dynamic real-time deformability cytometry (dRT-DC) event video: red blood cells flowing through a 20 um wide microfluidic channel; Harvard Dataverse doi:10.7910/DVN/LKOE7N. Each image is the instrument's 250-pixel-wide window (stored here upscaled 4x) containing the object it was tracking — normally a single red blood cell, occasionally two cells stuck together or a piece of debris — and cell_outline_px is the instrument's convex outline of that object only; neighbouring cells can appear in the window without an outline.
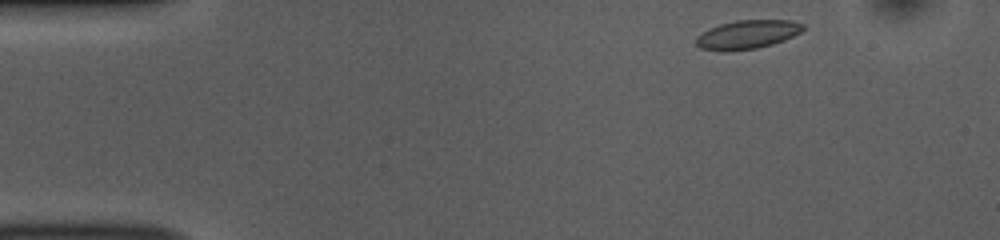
{"species": "common noctule bat (a hibernating species)", "species_latin": "Nyctalus noctula", "temperature_condition": "room temperature", "stored_images_in_passage": 46, "camera_frame_rate_fps": 3000, "um_per_image_px": 0.085, "animal": {"sex": "female", "body_mass_g": 10.0, "forearm_length_mm": 53.1}, "frame": {"image": 1, "passage_image": 1, "time_ms": 0.0, "image_size_px": [1000, 240], "cell_outline_px": [[804, 28], [800, 32], [784, 40], [772, 44], [756, 48], [724, 52], [720, 52], [700, 48], [696, 44], [696, 36], [708, 28], [720, 24], [736, 20], [792, 20], [804, 24]], "centroid_in_image_um": [63.48, 2.94], "position_along_channel_um": 21.5, "area_um2": 18.03}}
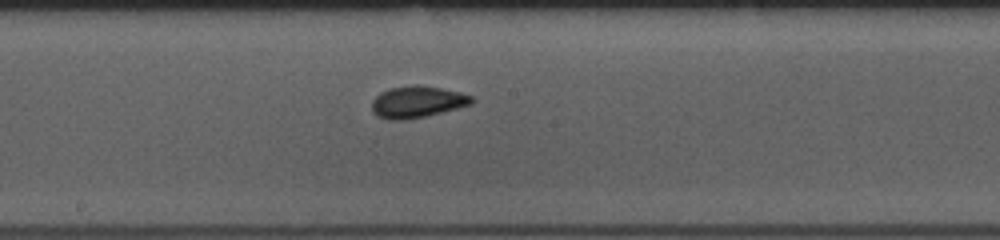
{"frame": {"image": 2, "passage_image": 22, "time_ms": 7.0, "image_size_px": [1000, 240], "cell_outline_px": [[476, 100], [472, 104], [424, 116], [404, 120], [388, 120], [376, 116], [372, 112], [372, 100], [380, 92], [388, 88], [416, 84], [420, 84], [460, 92], [472, 96]], "centroid_in_image_um": [35.43, 8.65], "position_along_channel_um": 212.8, "area_um2": 18.55}}
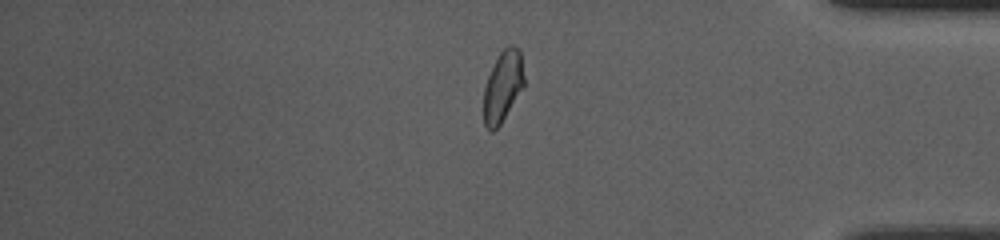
{"frame": {"image": 3, "passage_image": 38, "time_ms": 12.333, "image_size_px": [1000, 240], "cell_outline_px": [[524, 88], [500, 124], [492, 132], [488, 132], [484, 124], [484, 88], [488, 76], [500, 52], [508, 44], [512, 44], [520, 52], [524, 76]], "centroid_in_image_um": [42.74, 7.37], "position_along_channel_um": 392.5, "area_um2": 16.7}, "authors_computed_cell_mechanics": {"area_um2": 17.6001, "velocity_mm_per_s": 3.8434, "shape_relaxation_time_tau1_ms": 3.4524, "shape_relaxation_time_tau2_ms": 1.3693, "deformation_change_tau1": 0.1117, "deformation_change_tau2": 0.0495}}